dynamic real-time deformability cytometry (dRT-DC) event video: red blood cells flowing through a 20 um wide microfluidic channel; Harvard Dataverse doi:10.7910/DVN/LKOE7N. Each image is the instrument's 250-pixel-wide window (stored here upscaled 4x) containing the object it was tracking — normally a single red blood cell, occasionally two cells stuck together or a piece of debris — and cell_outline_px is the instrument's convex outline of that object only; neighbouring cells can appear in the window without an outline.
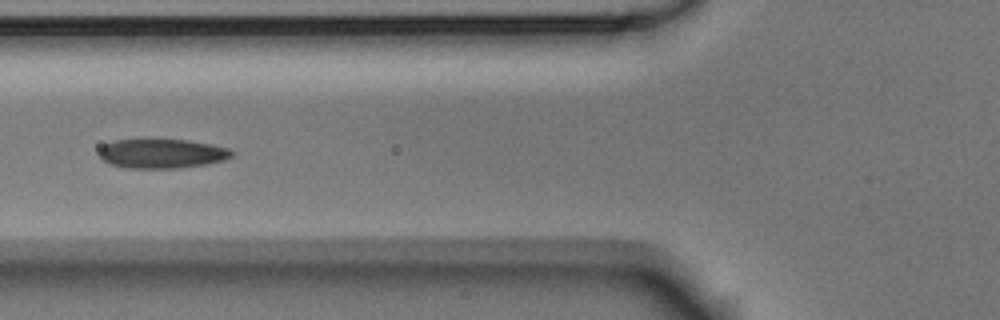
{"species": "Egyptian fruit bat (a non-hibernating species)", "species_latin": "Rousettus aegyptiacus", "temperature_condition": "room temperature", "stored_images_in_passage": 9, "camera_frame_rate_fps": 3000, "um_per_image_px": 0.085, "animal": {"sex": "male"}, "frame": {"image": 1, "passage_image": 6, "time_ms": 1.667, "image_size_px": [1000, 320], "cell_outline_px": [[232, 156], [224, 160], [204, 164], [176, 168], [124, 168], [108, 164], [100, 160], [100, 148], [104, 144], [112, 140], [188, 140], [212, 144], [228, 148], [232, 152]], "centroid_in_image_um": [13.7, 13.06], "position_along_channel_um": 112.1, "area_um2": 22.66}}
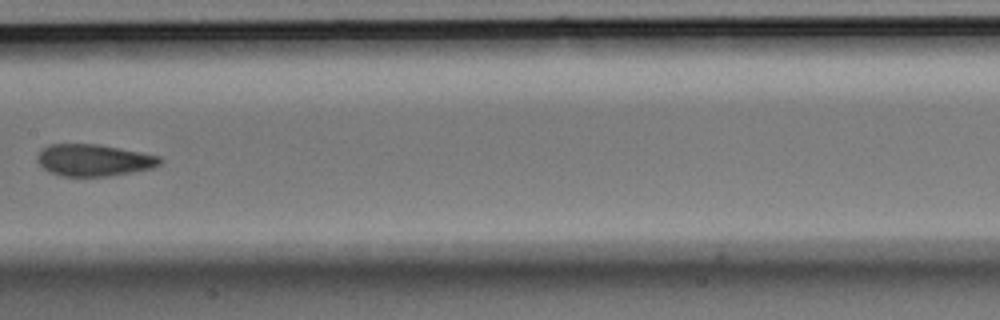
{"frame": {"image": 2, "passage_image": 8, "time_ms": 2.333, "image_size_px": [1000, 320], "cell_outline_px": [[164, 160], [160, 164], [152, 168], [132, 172], [108, 176], [60, 176], [44, 168], [36, 160], [36, 156], [48, 144], [96, 144], [140, 152], [160, 156]], "centroid_in_image_um": [7.98, 13.61], "position_along_channel_um": 199.4, "area_um2": 22.6}}
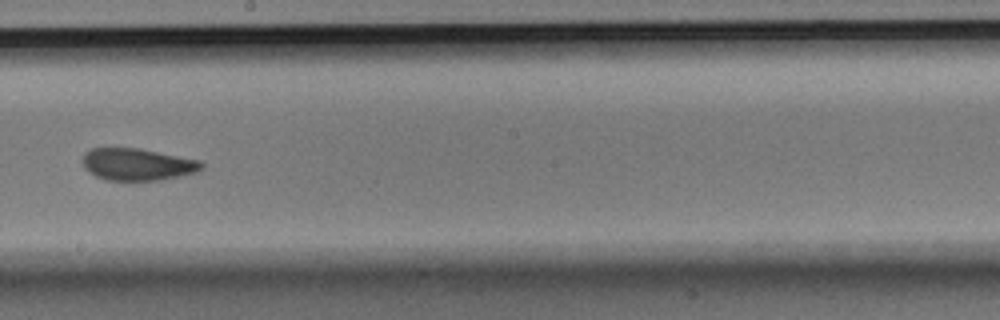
{"frame": {"image": 3, "passage_image": 9, "time_ms": 2.667, "image_size_px": [1000, 320], "cell_outline_px": [[204, 168], [196, 172], [180, 176], [160, 180], [104, 180], [96, 176], [84, 168], [84, 152], [92, 148], [140, 148], [200, 160], [204, 164]], "centroid_in_image_um": [11.71, 13.97], "position_along_channel_um": 236.5, "area_um2": 22.25}}